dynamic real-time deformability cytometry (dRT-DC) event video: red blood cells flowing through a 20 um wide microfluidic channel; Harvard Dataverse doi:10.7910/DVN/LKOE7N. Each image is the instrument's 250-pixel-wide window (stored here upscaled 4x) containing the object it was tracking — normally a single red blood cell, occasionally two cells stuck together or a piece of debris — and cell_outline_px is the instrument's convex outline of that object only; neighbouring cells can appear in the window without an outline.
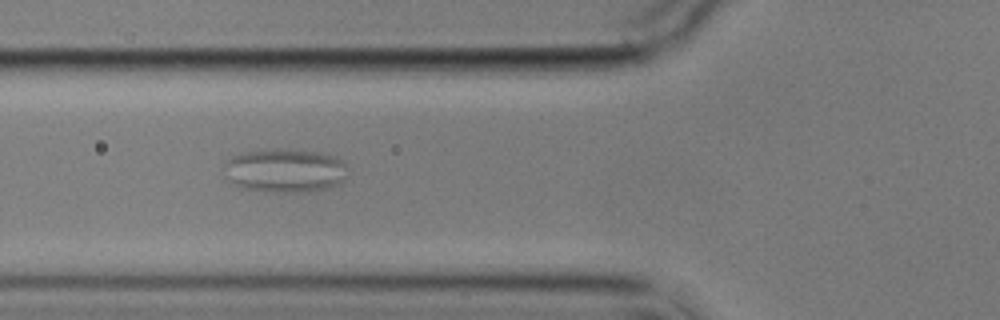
{"species": "common noctule bat (a hibernating species)", "species_latin": "Nyctalus noctula", "temperature_condition": "cold", "stored_images_in_passage": 8, "camera_frame_rate_fps": 3000, "um_per_image_px": 0.085, "animal": {"sex": "male", "body_mass_g": 17.9}, "frame": {"image": 1, "passage_image": 7, "time_ms": 6.667, "image_size_px": [1000, 320], "cell_outline_px": [[348, 168], [340, 184], [328, 188], [308, 192], [272, 192], [244, 188], [236, 184], [228, 176], [224, 164], [232, 156], [240, 152], [320, 152], [336, 156]], "centroid_in_image_um": [24.28, 14.54], "position_along_channel_um": 101.5, "area_um2": 30.35}}
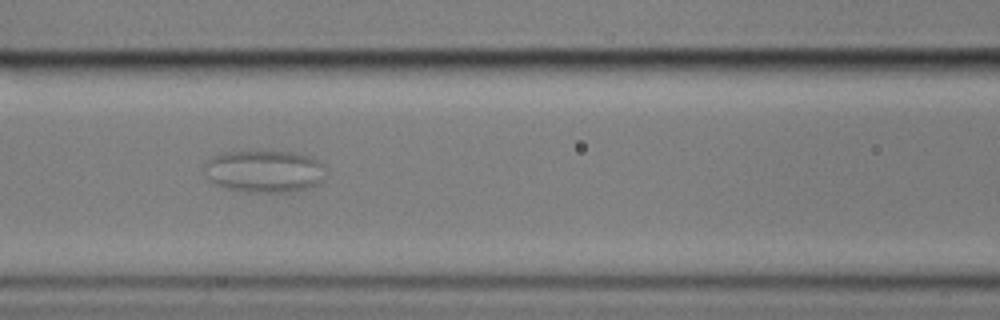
{"frame": {"image": 2, "passage_image": 8, "time_ms": 8.0, "image_size_px": [1000, 320], "cell_outline_px": [[320, 184], [308, 188], [288, 192], [248, 192], [224, 188], [216, 184], [204, 176], [204, 160], [212, 156], [224, 152], [292, 152], [308, 156], [316, 160], [320, 164]], "centroid_in_image_um": [22.34, 14.57], "position_along_channel_um": 144.3, "area_um2": 29.59}}